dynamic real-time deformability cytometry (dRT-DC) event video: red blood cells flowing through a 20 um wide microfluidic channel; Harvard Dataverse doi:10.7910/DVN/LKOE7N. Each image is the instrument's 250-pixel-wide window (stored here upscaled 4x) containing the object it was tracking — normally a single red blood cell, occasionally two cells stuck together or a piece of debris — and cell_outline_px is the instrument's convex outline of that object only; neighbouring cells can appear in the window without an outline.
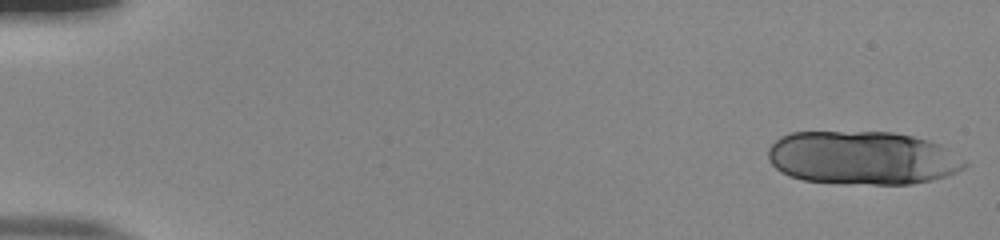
{"species": "human", "species_latin": "Homo sapiens", "temperature_condition": "room temperature", "stored_images_in_passage": 18, "camera_frame_rate_fps": 3000, "um_per_image_px": 0.085, "donor": {"sex": "male"}, "frame": {"image": 1, "passage_image": 1, "time_ms": 0.0, "image_size_px": [1000, 240], "cell_outline_px": [[968, 164], [964, 168], [956, 172], [932, 180], [912, 184], [836, 184], [804, 180], [780, 172], [768, 160], [768, 148], [780, 136], [792, 132], [892, 132], [912, 136], [928, 140], [944, 148], [964, 160]], "centroid_in_image_um": [73.26, 13.43], "position_along_channel_um": 11.7, "area_um2": 61.27}}